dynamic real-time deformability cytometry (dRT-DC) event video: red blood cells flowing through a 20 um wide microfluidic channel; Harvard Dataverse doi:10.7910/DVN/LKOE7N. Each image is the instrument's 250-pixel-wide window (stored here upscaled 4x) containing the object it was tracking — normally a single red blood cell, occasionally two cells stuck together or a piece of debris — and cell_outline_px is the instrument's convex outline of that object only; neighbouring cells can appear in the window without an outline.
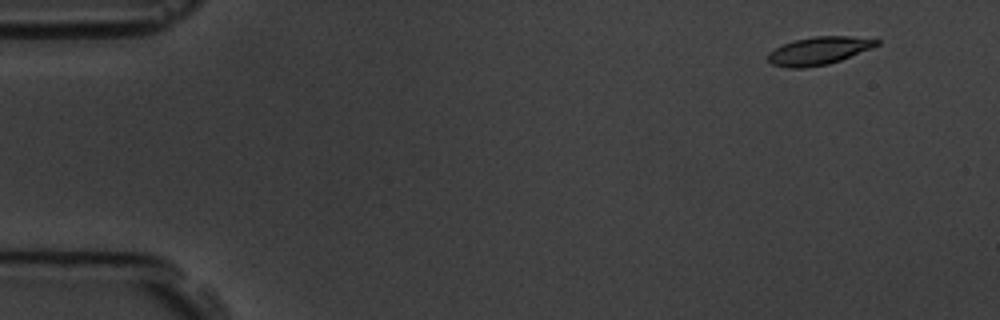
{"species": "common noctule bat (a hibernating species)", "species_latin": "Nyctalus noctula", "temperature_condition": "room temperature", "stored_images_in_passage": 7, "camera_frame_rate_fps": 3000, "um_per_image_px": 0.085, "animal": {"sex": "male", "body_mass_g": 19.5, "forearm_length_mm": 54.6}, "frame": {"image": 1, "passage_image": 2, "time_ms": 1.333, "image_size_px": [1000, 320], "cell_outline_px": [[880, 44], [872, 48], [840, 60], [828, 64], [804, 68], [788, 68], [772, 64], [768, 60], [768, 52], [792, 40], [816, 36], [852, 36], [880, 40]], "centroid_in_image_um": [69.6, 4.31], "position_along_channel_um": 15.4, "area_um2": 17.63}}
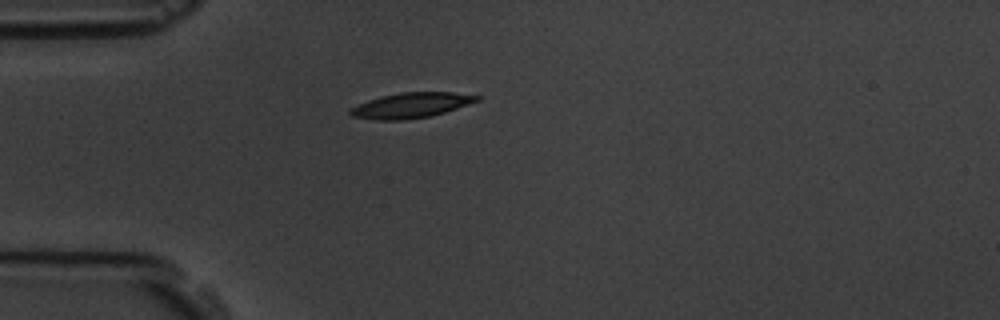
{"frame": {"image": 2, "passage_image": 5, "time_ms": 5.0, "image_size_px": [1000, 320], "cell_outline_px": [[480, 100], [444, 112], [428, 116], [400, 120], [376, 120], [352, 116], [348, 112], [352, 108], [368, 100], [380, 96], [400, 92], [452, 92], [480, 96]], "centroid_in_image_um": [34.93, 8.94], "position_along_channel_um": 50.1, "area_um2": 18.32}}
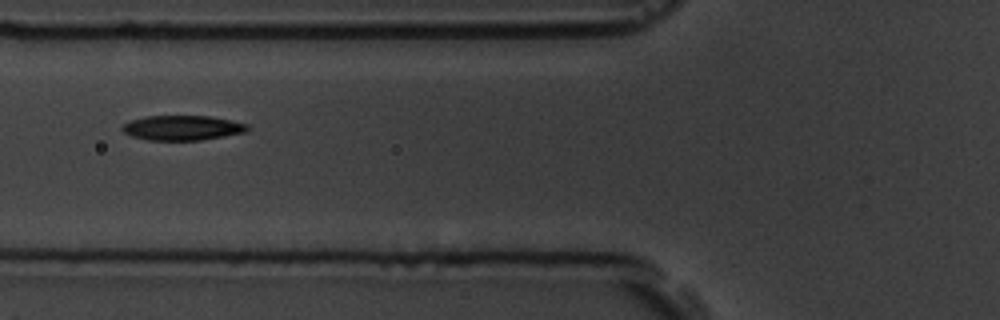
{"frame": {"image": 3, "passage_image": 7, "time_ms": 7.0, "image_size_px": [1000, 320], "cell_outline_px": [[248, 128], [244, 132], [224, 136], [200, 140], [148, 140], [132, 136], [124, 132], [120, 128], [124, 124], [132, 120], [144, 116], [212, 116], [232, 120], [248, 124]], "centroid_in_image_um": [15.5, 10.86], "position_along_channel_um": 110.3, "area_um2": 18.03}}